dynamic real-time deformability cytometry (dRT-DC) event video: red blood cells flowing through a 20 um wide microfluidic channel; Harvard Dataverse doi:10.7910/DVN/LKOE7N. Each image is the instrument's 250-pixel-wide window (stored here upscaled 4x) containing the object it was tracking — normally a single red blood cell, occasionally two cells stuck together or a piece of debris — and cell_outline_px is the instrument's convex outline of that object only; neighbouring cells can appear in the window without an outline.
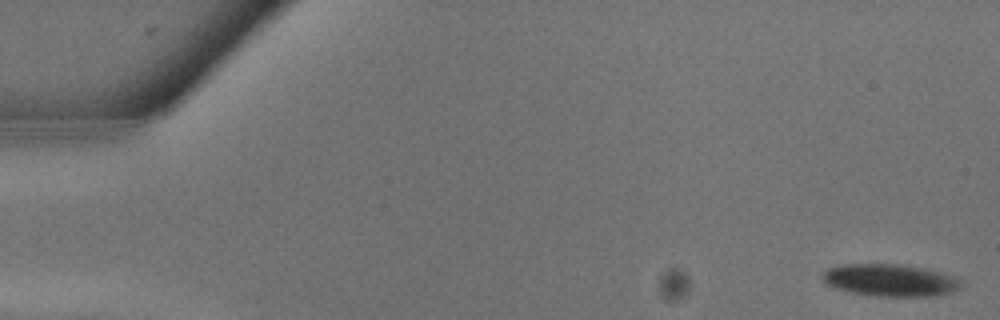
{"species": "common noctule bat (a hibernating species)", "species_latin": "Nyctalus noctula", "temperature_condition": "warm", "stored_images_in_passage": 15, "camera_frame_rate_fps": 3000, "um_per_image_px": 0.085, "animal": {"sex": "male", "body_mass_g": 13.3}, "frame": {"image": 1, "passage_image": 1, "time_ms": 0.0, "image_size_px": [1000, 320], "cell_outline_px": [[960, 288], [952, 292], [936, 296], [872, 296], [848, 292], [824, 284], [820, 276], [828, 268], [840, 264], [892, 264], [920, 268], [940, 272], [952, 276], [960, 280]], "centroid_in_image_um": [75.58, 23.83], "position_along_channel_um": 9.4, "area_um2": 26.01}}
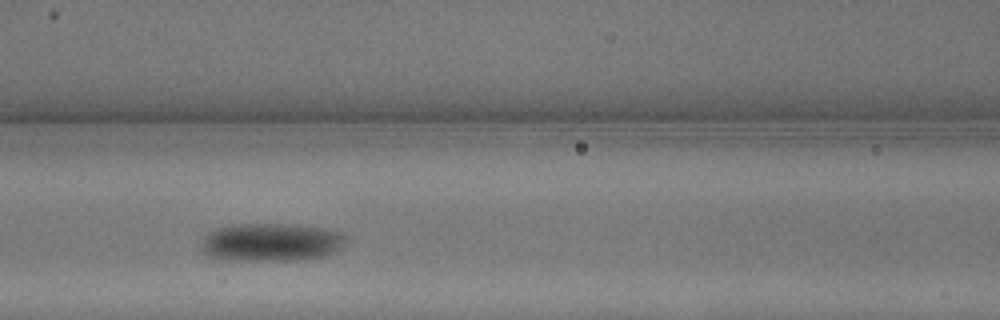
{"frame": {"image": 2, "passage_image": 12, "time_ms": 3.667, "image_size_px": [1000, 320], "cell_outline_px": [[348, 236], [344, 244], [336, 252], [324, 256], [296, 260], [228, 260], [208, 256], [200, 248], [200, 244], [204, 236], [208, 232], [216, 228], [232, 224], [292, 224], [324, 228], [344, 232]], "centroid_in_image_um": [23.06, 20.58], "position_along_channel_um": 143.5, "area_um2": 32.6}}
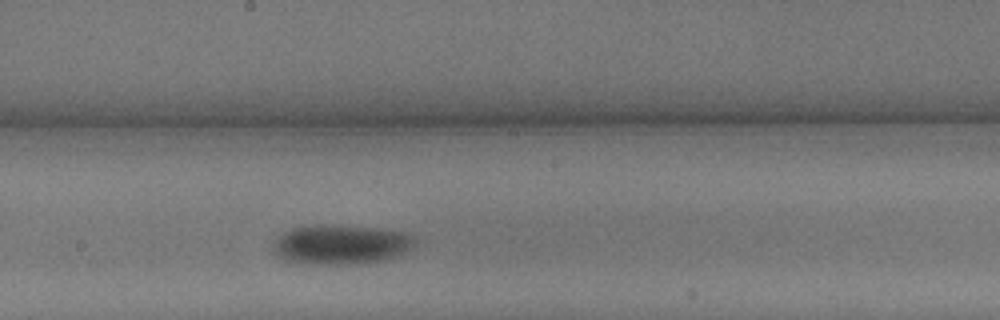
{"frame": {"image": 3, "passage_image": 15, "time_ms": 4.667, "image_size_px": [1000, 320], "cell_outline_px": [[416, 244], [408, 252], [400, 256], [384, 260], [352, 264], [300, 264], [284, 260], [276, 252], [276, 240], [284, 232], [292, 228], [380, 228], [408, 232], [416, 236]], "centroid_in_image_um": [29.13, 20.84], "position_along_channel_um": 219.1, "area_um2": 31.73}}